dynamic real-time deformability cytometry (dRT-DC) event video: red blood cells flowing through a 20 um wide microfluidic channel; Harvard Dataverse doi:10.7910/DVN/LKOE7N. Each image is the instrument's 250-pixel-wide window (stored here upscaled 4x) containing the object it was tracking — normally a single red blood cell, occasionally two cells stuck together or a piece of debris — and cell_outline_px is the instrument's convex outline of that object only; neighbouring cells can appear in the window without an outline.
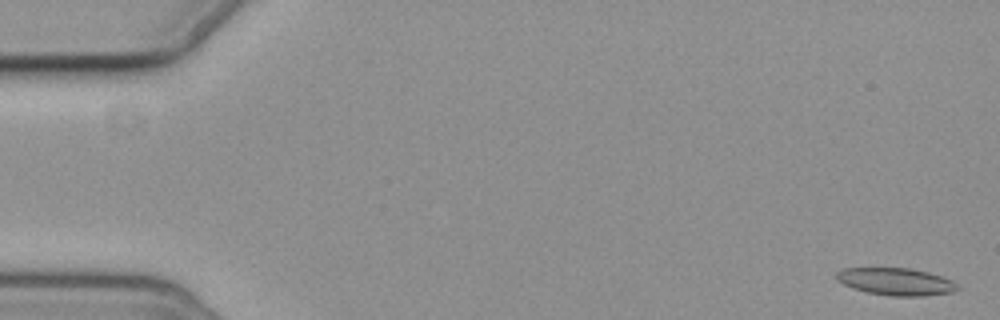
{"species": "common noctule bat (a hibernating species)", "species_latin": "Nyctalus noctula", "temperature_condition": "cold", "stored_images_in_passage": 4, "camera_frame_rate_fps": 3000, "um_per_image_px": 0.085, "animal": {"sex": "female", "body_mass_g": 19.3, "forearm_length_mm": 54.1}, "frame": {"image": 1, "passage_image": 1, "time_ms": 0.0, "image_size_px": [1000, 320], "cell_outline_px": [[960, 288], [952, 292], [924, 296], [888, 296], [868, 292], [852, 288], [836, 280], [836, 272], [840, 268], [912, 268], [928, 272], [952, 280], [960, 284]], "centroid_in_image_um": [76.16, 23.93], "position_along_channel_um": 8.8, "area_um2": 19.48}}